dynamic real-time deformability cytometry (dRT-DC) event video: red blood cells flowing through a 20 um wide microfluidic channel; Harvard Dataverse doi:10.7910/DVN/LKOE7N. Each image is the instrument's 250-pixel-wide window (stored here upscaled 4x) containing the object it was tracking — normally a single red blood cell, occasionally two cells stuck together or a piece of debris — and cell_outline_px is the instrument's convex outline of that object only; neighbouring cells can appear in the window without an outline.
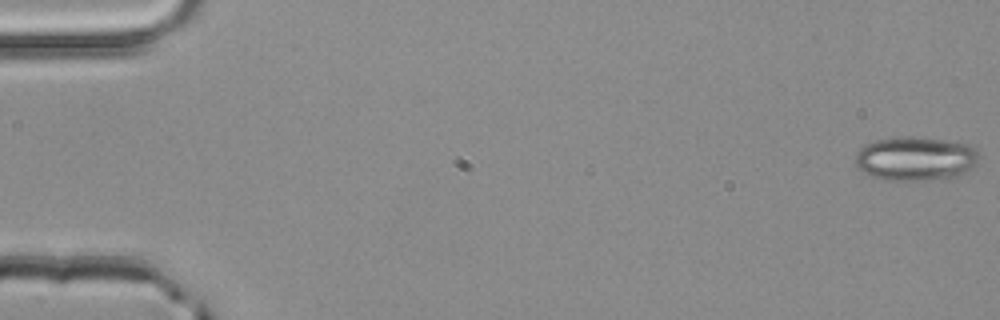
{"species": "common noctule bat (a hibernating species)", "species_latin": "Nyctalus noctula", "temperature_condition": "room temperature", "stored_images_in_passage": 52, "camera_frame_rate_fps": 3000, "um_per_image_px": 0.085, "animal": {"sex": "male", "body_mass_g": 20.4}, "frame": {"image": 1, "passage_image": 1, "time_ms": 0.0, "image_size_px": [1000, 320], "cell_outline_px": [[980, 160], [976, 164], [964, 172], [956, 176], [920, 180], [884, 180], [872, 176], [864, 172], [856, 164], [856, 152], [864, 144], [876, 140], [904, 136], [908, 136], [944, 140], [972, 144], [980, 152]], "centroid_in_image_um": [77.85, 13.46], "position_along_channel_um": 7.2, "area_um2": 31.73}}
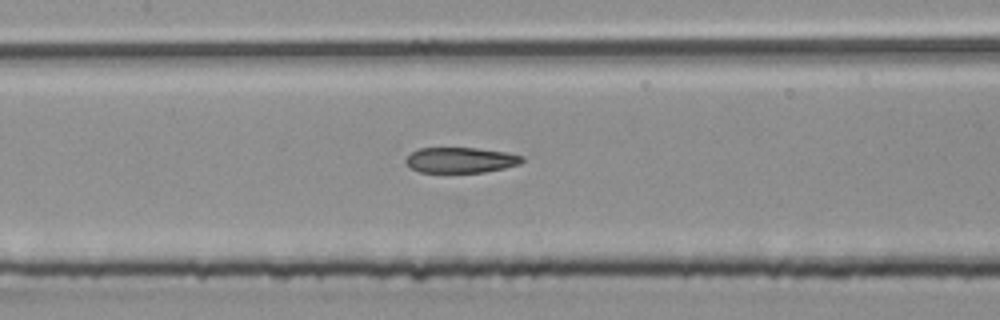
{"frame": {"image": 2, "passage_image": 25, "time_ms": 8.0, "image_size_px": [1000, 320], "cell_outline_px": [[524, 160], [520, 164], [504, 168], [484, 172], [420, 172], [412, 168], [404, 160], [412, 152], [420, 148], [476, 148], [508, 152], [524, 156]], "centroid_in_image_um": [39.2, 13.6], "position_along_channel_um": 168.2, "area_um2": 17.22}}
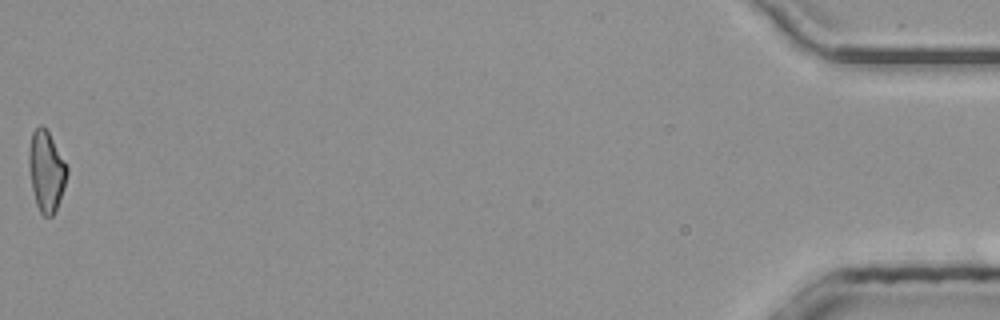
{"frame": {"image": 3, "passage_image": 52, "time_ms": 17.0, "image_size_px": [1000, 320], "cell_outline_px": [[68, 172], [64, 188], [56, 208], [52, 216], [44, 216], [40, 212], [36, 204], [32, 188], [28, 164], [28, 152], [32, 132], [40, 124], [48, 132], [68, 168]], "centroid_in_image_um": [3.92, 14.55], "position_along_channel_um": 431.3, "area_um2": 17.63}, "authors_computed_cell_mechanics": {"area_um2": 18.6983, "velocity_mm_per_s": 4.0888, "shape_relaxation_time_tau1_ms": null, "shape_relaxation_time_tau2_ms": 3.0308, "deformation_change_tau1": null, "deformation_change_tau2": 0.1256}}